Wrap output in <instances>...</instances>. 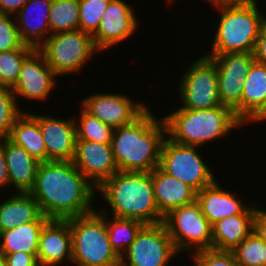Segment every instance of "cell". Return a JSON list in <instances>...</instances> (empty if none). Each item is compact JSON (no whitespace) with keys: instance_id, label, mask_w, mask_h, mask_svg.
I'll list each match as a JSON object with an SVG mask.
<instances>
[{"instance_id":"cell-1","label":"cell","mask_w":266,"mask_h":266,"mask_svg":"<svg viewBox=\"0 0 266 266\" xmlns=\"http://www.w3.org/2000/svg\"><path fill=\"white\" fill-rule=\"evenodd\" d=\"M30 194L48 219L66 220L96 210L92 203L97 189L72 161L40 162Z\"/></svg>"},{"instance_id":"cell-2","label":"cell","mask_w":266,"mask_h":266,"mask_svg":"<svg viewBox=\"0 0 266 266\" xmlns=\"http://www.w3.org/2000/svg\"><path fill=\"white\" fill-rule=\"evenodd\" d=\"M156 118L148 108L133 123L114 129L111 148L118 171L151 172L159 166L166 126Z\"/></svg>"},{"instance_id":"cell-3","label":"cell","mask_w":266,"mask_h":266,"mask_svg":"<svg viewBox=\"0 0 266 266\" xmlns=\"http://www.w3.org/2000/svg\"><path fill=\"white\" fill-rule=\"evenodd\" d=\"M97 192L111 207L112 216L134 219L144 225L164 220L155 200L151 172L117 171Z\"/></svg>"},{"instance_id":"cell-4","label":"cell","mask_w":266,"mask_h":266,"mask_svg":"<svg viewBox=\"0 0 266 266\" xmlns=\"http://www.w3.org/2000/svg\"><path fill=\"white\" fill-rule=\"evenodd\" d=\"M219 10L220 18L214 33L211 51L204 55H223L235 52H253L266 15L256 0L208 2Z\"/></svg>"},{"instance_id":"cell-5","label":"cell","mask_w":266,"mask_h":266,"mask_svg":"<svg viewBox=\"0 0 266 266\" xmlns=\"http://www.w3.org/2000/svg\"><path fill=\"white\" fill-rule=\"evenodd\" d=\"M162 118L169 139L198 147L245 127L234 111L224 105L198 110L179 108Z\"/></svg>"},{"instance_id":"cell-6","label":"cell","mask_w":266,"mask_h":266,"mask_svg":"<svg viewBox=\"0 0 266 266\" xmlns=\"http://www.w3.org/2000/svg\"><path fill=\"white\" fill-rule=\"evenodd\" d=\"M97 211L66 219L72 236V262L76 266L121 263L109 241L108 214Z\"/></svg>"},{"instance_id":"cell-7","label":"cell","mask_w":266,"mask_h":266,"mask_svg":"<svg viewBox=\"0 0 266 266\" xmlns=\"http://www.w3.org/2000/svg\"><path fill=\"white\" fill-rule=\"evenodd\" d=\"M37 50L57 76L81 72L88 60L99 52L92 35L79 29L52 34Z\"/></svg>"},{"instance_id":"cell-8","label":"cell","mask_w":266,"mask_h":266,"mask_svg":"<svg viewBox=\"0 0 266 266\" xmlns=\"http://www.w3.org/2000/svg\"><path fill=\"white\" fill-rule=\"evenodd\" d=\"M163 223L179 254L212 249L211 225L197 200L172 209L164 216Z\"/></svg>"},{"instance_id":"cell-9","label":"cell","mask_w":266,"mask_h":266,"mask_svg":"<svg viewBox=\"0 0 266 266\" xmlns=\"http://www.w3.org/2000/svg\"><path fill=\"white\" fill-rule=\"evenodd\" d=\"M197 148L200 147L176 143L166 136L161 147L159 167L199 192L212 185L216 176Z\"/></svg>"},{"instance_id":"cell-10","label":"cell","mask_w":266,"mask_h":266,"mask_svg":"<svg viewBox=\"0 0 266 266\" xmlns=\"http://www.w3.org/2000/svg\"><path fill=\"white\" fill-rule=\"evenodd\" d=\"M184 72L178 85L180 108L198 110L222 105L217 85V67L211 58L202 54Z\"/></svg>"},{"instance_id":"cell-11","label":"cell","mask_w":266,"mask_h":266,"mask_svg":"<svg viewBox=\"0 0 266 266\" xmlns=\"http://www.w3.org/2000/svg\"><path fill=\"white\" fill-rule=\"evenodd\" d=\"M177 253L163 222L144 225L120 257L121 266H168Z\"/></svg>"},{"instance_id":"cell-12","label":"cell","mask_w":266,"mask_h":266,"mask_svg":"<svg viewBox=\"0 0 266 266\" xmlns=\"http://www.w3.org/2000/svg\"><path fill=\"white\" fill-rule=\"evenodd\" d=\"M80 106L91 116L113 129L133 123L149 107L122 93H97L80 100Z\"/></svg>"},{"instance_id":"cell-13","label":"cell","mask_w":266,"mask_h":266,"mask_svg":"<svg viewBox=\"0 0 266 266\" xmlns=\"http://www.w3.org/2000/svg\"><path fill=\"white\" fill-rule=\"evenodd\" d=\"M132 5L124 0H111L104 11L99 28L92 35L95 48L101 52L128 40L139 29Z\"/></svg>"},{"instance_id":"cell-14","label":"cell","mask_w":266,"mask_h":266,"mask_svg":"<svg viewBox=\"0 0 266 266\" xmlns=\"http://www.w3.org/2000/svg\"><path fill=\"white\" fill-rule=\"evenodd\" d=\"M57 77L43 55L35 49L23 61L16 84L11 90L16 100L20 96L27 100L45 101L56 88Z\"/></svg>"},{"instance_id":"cell-15","label":"cell","mask_w":266,"mask_h":266,"mask_svg":"<svg viewBox=\"0 0 266 266\" xmlns=\"http://www.w3.org/2000/svg\"><path fill=\"white\" fill-rule=\"evenodd\" d=\"M72 162L96 189L118 171L111 144L76 140Z\"/></svg>"},{"instance_id":"cell-16","label":"cell","mask_w":266,"mask_h":266,"mask_svg":"<svg viewBox=\"0 0 266 266\" xmlns=\"http://www.w3.org/2000/svg\"><path fill=\"white\" fill-rule=\"evenodd\" d=\"M39 114V127L45 142L47 161H73L76 147V128L72 117L57 119Z\"/></svg>"},{"instance_id":"cell-17","label":"cell","mask_w":266,"mask_h":266,"mask_svg":"<svg viewBox=\"0 0 266 266\" xmlns=\"http://www.w3.org/2000/svg\"><path fill=\"white\" fill-rule=\"evenodd\" d=\"M39 266L72 261V236L67 220L50 219L42 228L37 253Z\"/></svg>"},{"instance_id":"cell-18","label":"cell","mask_w":266,"mask_h":266,"mask_svg":"<svg viewBox=\"0 0 266 266\" xmlns=\"http://www.w3.org/2000/svg\"><path fill=\"white\" fill-rule=\"evenodd\" d=\"M52 0H28L14 15L25 45L37 49L50 35L49 11Z\"/></svg>"},{"instance_id":"cell-19","label":"cell","mask_w":266,"mask_h":266,"mask_svg":"<svg viewBox=\"0 0 266 266\" xmlns=\"http://www.w3.org/2000/svg\"><path fill=\"white\" fill-rule=\"evenodd\" d=\"M266 121V65L254 62L243 83L241 122Z\"/></svg>"},{"instance_id":"cell-20","label":"cell","mask_w":266,"mask_h":266,"mask_svg":"<svg viewBox=\"0 0 266 266\" xmlns=\"http://www.w3.org/2000/svg\"><path fill=\"white\" fill-rule=\"evenodd\" d=\"M151 179L158 211L163 216L197 198V192L191 186L164 172L159 166L151 171Z\"/></svg>"},{"instance_id":"cell-21","label":"cell","mask_w":266,"mask_h":266,"mask_svg":"<svg viewBox=\"0 0 266 266\" xmlns=\"http://www.w3.org/2000/svg\"><path fill=\"white\" fill-rule=\"evenodd\" d=\"M234 193L227 191L217 182L197 192L203 215L212 226L225 217L243 214L251 205L244 204Z\"/></svg>"},{"instance_id":"cell-22","label":"cell","mask_w":266,"mask_h":266,"mask_svg":"<svg viewBox=\"0 0 266 266\" xmlns=\"http://www.w3.org/2000/svg\"><path fill=\"white\" fill-rule=\"evenodd\" d=\"M256 203L243 214L225 217L211 226L212 249L233 251L252 231Z\"/></svg>"},{"instance_id":"cell-23","label":"cell","mask_w":266,"mask_h":266,"mask_svg":"<svg viewBox=\"0 0 266 266\" xmlns=\"http://www.w3.org/2000/svg\"><path fill=\"white\" fill-rule=\"evenodd\" d=\"M3 148L8 167L10 185L16 193H30L40 162L34 159L23 147L8 138L3 139ZM14 185V186H13Z\"/></svg>"},{"instance_id":"cell-24","label":"cell","mask_w":266,"mask_h":266,"mask_svg":"<svg viewBox=\"0 0 266 266\" xmlns=\"http://www.w3.org/2000/svg\"><path fill=\"white\" fill-rule=\"evenodd\" d=\"M11 196V197H10ZM0 202V232L29 222H48L30 193H13Z\"/></svg>"},{"instance_id":"cell-25","label":"cell","mask_w":266,"mask_h":266,"mask_svg":"<svg viewBox=\"0 0 266 266\" xmlns=\"http://www.w3.org/2000/svg\"><path fill=\"white\" fill-rule=\"evenodd\" d=\"M8 139L23 147L38 162H47L46 146L39 127V114L24 111L13 124Z\"/></svg>"},{"instance_id":"cell-26","label":"cell","mask_w":266,"mask_h":266,"mask_svg":"<svg viewBox=\"0 0 266 266\" xmlns=\"http://www.w3.org/2000/svg\"><path fill=\"white\" fill-rule=\"evenodd\" d=\"M47 222H29L0 232V253L25 252L37 258L39 237Z\"/></svg>"},{"instance_id":"cell-27","label":"cell","mask_w":266,"mask_h":266,"mask_svg":"<svg viewBox=\"0 0 266 266\" xmlns=\"http://www.w3.org/2000/svg\"><path fill=\"white\" fill-rule=\"evenodd\" d=\"M111 217L112 220L106 217L109 241L112 249L121 257L134 242L144 224L134 219Z\"/></svg>"},{"instance_id":"cell-28","label":"cell","mask_w":266,"mask_h":266,"mask_svg":"<svg viewBox=\"0 0 266 266\" xmlns=\"http://www.w3.org/2000/svg\"><path fill=\"white\" fill-rule=\"evenodd\" d=\"M49 24L51 35L78 30L79 0H52Z\"/></svg>"},{"instance_id":"cell-29","label":"cell","mask_w":266,"mask_h":266,"mask_svg":"<svg viewBox=\"0 0 266 266\" xmlns=\"http://www.w3.org/2000/svg\"><path fill=\"white\" fill-rule=\"evenodd\" d=\"M76 128V140H88L102 144H111L114 129L98 118L91 116L81 108L80 118L73 117Z\"/></svg>"},{"instance_id":"cell-30","label":"cell","mask_w":266,"mask_h":266,"mask_svg":"<svg viewBox=\"0 0 266 266\" xmlns=\"http://www.w3.org/2000/svg\"><path fill=\"white\" fill-rule=\"evenodd\" d=\"M211 58L216 67L218 76H234L244 80L250 67L255 62L253 52H235L223 55H205Z\"/></svg>"},{"instance_id":"cell-31","label":"cell","mask_w":266,"mask_h":266,"mask_svg":"<svg viewBox=\"0 0 266 266\" xmlns=\"http://www.w3.org/2000/svg\"><path fill=\"white\" fill-rule=\"evenodd\" d=\"M31 46L0 52V88L12 89L18 79L23 61L34 51Z\"/></svg>"},{"instance_id":"cell-32","label":"cell","mask_w":266,"mask_h":266,"mask_svg":"<svg viewBox=\"0 0 266 266\" xmlns=\"http://www.w3.org/2000/svg\"><path fill=\"white\" fill-rule=\"evenodd\" d=\"M232 253L239 266H266V244L254 231Z\"/></svg>"},{"instance_id":"cell-33","label":"cell","mask_w":266,"mask_h":266,"mask_svg":"<svg viewBox=\"0 0 266 266\" xmlns=\"http://www.w3.org/2000/svg\"><path fill=\"white\" fill-rule=\"evenodd\" d=\"M244 80L234 76H218L217 85L222 105L231 108L241 121V96Z\"/></svg>"},{"instance_id":"cell-34","label":"cell","mask_w":266,"mask_h":266,"mask_svg":"<svg viewBox=\"0 0 266 266\" xmlns=\"http://www.w3.org/2000/svg\"><path fill=\"white\" fill-rule=\"evenodd\" d=\"M111 0H79L78 29L93 35L99 28L102 15Z\"/></svg>"},{"instance_id":"cell-35","label":"cell","mask_w":266,"mask_h":266,"mask_svg":"<svg viewBox=\"0 0 266 266\" xmlns=\"http://www.w3.org/2000/svg\"><path fill=\"white\" fill-rule=\"evenodd\" d=\"M24 112L10 88H0V140L9 137L17 118Z\"/></svg>"},{"instance_id":"cell-36","label":"cell","mask_w":266,"mask_h":266,"mask_svg":"<svg viewBox=\"0 0 266 266\" xmlns=\"http://www.w3.org/2000/svg\"><path fill=\"white\" fill-rule=\"evenodd\" d=\"M0 13V52L18 49L25 45L18 33L15 17ZM13 19V20H12Z\"/></svg>"},{"instance_id":"cell-37","label":"cell","mask_w":266,"mask_h":266,"mask_svg":"<svg viewBox=\"0 0 266 266\" xmlns=\"http://www.w3.org/2000/svg\"><path fill=\"white\" fill-rule=\"evenodd\" d=\"M194 266H239L232 251L199 250L191 254Z\"/></svg>"},{"instance_id":"cell-38","label":"cell","mask_w":266,"mask_h":266,"mask_svg":"<svg viewBox=\"0 0 266 266\" xmlns=\"http://www.w3.org/2000/svg\"><path fill=\"white\" fill-rule=\"evenodd\" d=\"M4 255L7 266H39L37 258L33 254L16 252Z\"/></svg>"},{"instance_id":"cell-39","label":"cell","mask_w":266,"mask_h":266,"mask_svg":"<svg viewBox=\"0 0 266 266\" xmlns=\"http://www.w3.org/2000/svg\"><path fill=\"white\" fill-rule=\"evenodd\" d=\"M255 61L266 65V24L262 27L253 50Z\"/></svg>"},{"instance_id":"cell-40","label":"cell","mask_w":266,"mask_h":266,"mask_svg":"<svg viewBox=\"0 0 266 266\" xmlns=\"http://www.w3.org/2000/svg\"><path fill=\"white\" fill-rule=\"evenodd\" d=\"M254 232L266 244V209H261L259 206L257 207L254 215Z\"/></svg>"},{"instance_id":"cell-41","label":"cell","mask_w":266,"mask_h":266,"mask_svg":"<svg viewBox=\"0 0 266 266\" xmlns=\"http://www.w3.org/2000/svg\"><path fill=\"white\" fill-rule=\"evenodd\" d=\"M28 0H0V13L16 15Z\"/></svg>"},{"instance_id":"cell-42","label":"cell","mask_w":266,"mask_h":266,"mask_svg":"<svg viewBox=\"0 0 266 266\" xmlns=\"http://www.w3.org/2000/svg\"><path fill=\"white\" fill-rule=\"evenodd\" d=\"M9 173L3 148V139L0 140V189L9 186Z\"/></svg>"},{"instance_id":"cell-43","label":"cell","mask_w":266,"mask_h":266,"mask_svg":"<svg viewBox=\"0 0 266 266\" xmlns=\"http://www.w3.org/2000/svg\"><path fill=\"white\" fill-rule=\"evenodd\" d=\"M0 266H7L6 257L2 253H0Z\"/></svg>"},{"instance_id":"cell-44","label":"cell","mask_w":266,"mask_h":266,"mask_svg":"<svg viewBox=\"0 0 266 266\" xmlns=\"http://www.w3.org/2000/svg\"><path fill=\"white\" fill-rule=\"evenodd\" d=\"M91 266H121V263H111L106 265H91Z\"/></svg>"},{"instance_id":"cell-45","label":"cell","mask_w":266,"mask_h":266,"mask_svg":"<svg viewBox=\"0 0 266 266\" xmlns=\"http://www.w3.org/2000/svg\"><path fill=\"white\" fill-rule=\"evenodd\" d=\"M219 1H250V0H217V2Z\"/></svg>"},{"instance_id":"cell-46","label":"cell","mask_w":266,"mask_h":266,"mask_svg":"<svg viewBox=\"0 0 266 266\" xmlns=\"http://www.w3.org/2000/svg\"><path fill=\"white\" fill-rule=\"evenodd\" d=\"M207 3L208 2H217V0H205Z\"/></svg>"},{"instance_id":"cell-47","label":"cell","mask_w":266,"mask_h":266,"mask_svg":"<svg viewBox=\"0 0 266 266\" xmlns=\"http://www.w3.org/2000/svg\"><path fill=\"white\" fill-rule=\"evenodd\" d=\"M166 1H168V4H169V3H172L174 0H166Z\"/></svg>"}]
</instances>
